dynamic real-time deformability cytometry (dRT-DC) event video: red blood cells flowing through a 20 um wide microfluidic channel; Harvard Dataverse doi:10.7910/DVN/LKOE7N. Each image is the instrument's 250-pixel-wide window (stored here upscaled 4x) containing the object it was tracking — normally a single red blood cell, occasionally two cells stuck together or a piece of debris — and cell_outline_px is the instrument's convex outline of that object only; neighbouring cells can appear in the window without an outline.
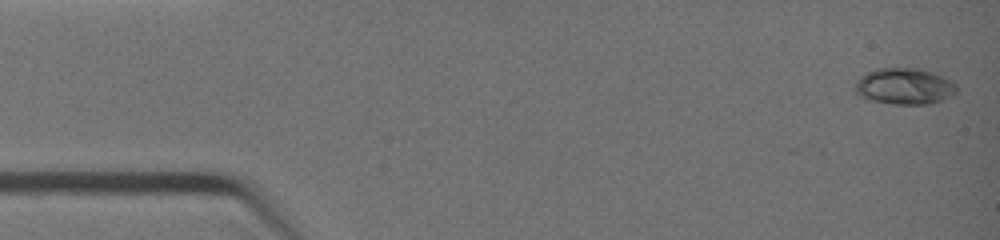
{"species": "common noctule bat (a hibernating species)", "species_latin": "Nyctalus noctula", "temperature_condition": "warm", "stored_images_in_passage": 14, "camera_frame_rate_fps": 3000, "um_per_image_px": 0.085, "animal": {"sex": "female", "body_mass_g": 19.0, "forearm_length_mm": 51.5}, "frame": {"image": 1, "passage_image": 1, "time_ms": 0.0, "image_size_px": [1000, 240], "cell_outline_px": [[956, 92], [940, 100], [928, 104], [892, 104], [872, 100], [860, 96], [856, 92], [856, 80], [860, 76], [876, 68], [920, 68], [932, 72], [952, 80], [956, 84]], "centroid_in_image_um": [76.86, 7.32], "position_along_channel_um": 8.1, "area_um2": 21.33}}
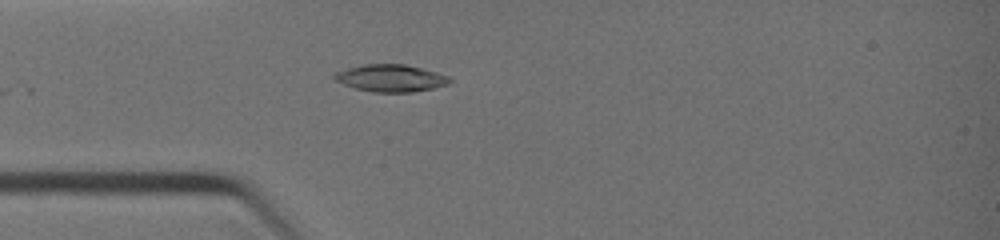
{"frame": {"image": 2, "passage_image": 11, "time_ms": 3.333, "image_size_px": [1000, 240], "cell_outline_px": [[452, 80], [448, 84], [432, 88], [412, 92], [372, 92], [356, 88], [344, 84], [336, 80], [332, 76], [332, 72], [364, 64], [404, 64], [436, 72], [448, 76]], "centroid_in_image_um": [33.18, 6.64], "position_along_channel_um": 51.8, "area_um2": 18.15}}